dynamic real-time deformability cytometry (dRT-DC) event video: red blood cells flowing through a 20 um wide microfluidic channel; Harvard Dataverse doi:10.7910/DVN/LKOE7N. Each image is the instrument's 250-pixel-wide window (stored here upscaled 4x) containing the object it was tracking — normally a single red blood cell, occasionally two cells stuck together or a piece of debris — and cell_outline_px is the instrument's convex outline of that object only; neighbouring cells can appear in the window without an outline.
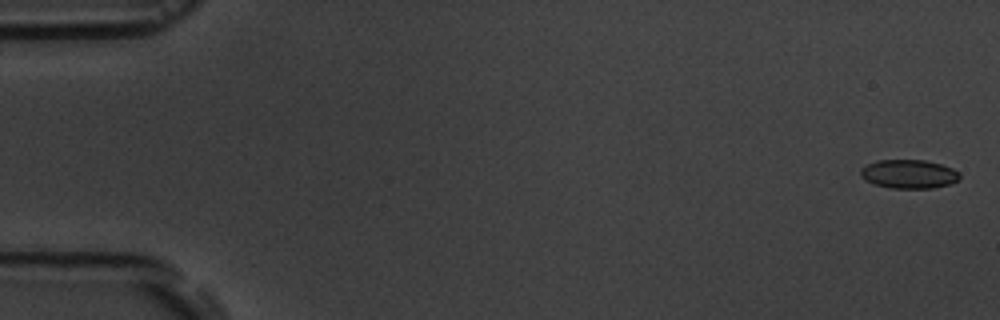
{"species": "common noctule bat (a hibernating species)", "species_latin": "Nyctalus noctula", "temperature_condition": "room temperature", "stored_images_in_passage": 12, "camera_frame_rate_fps": 3000, "um_per_image_px": 0.085, "animal": {"sex": "male", "body_mass_g": 19.5, "forearm_length_mm": 54.6}, "frame": {"image": 1, "passage_image": 1, "time_ms": 0.0, "image_size_px": [1000, 320], "cell_outline_px": [[960, 180], [948, 184], [932, 188], [892, 188], [872, 184], [864, 180], [860, 176], [860, 168], [876, 160], [924, 160], [940, 164], [952, 168], [960, 172]], "centroid_in_image_um": [77.23, 14.79], "position_along_channel_um": 7.8, "area_um2": 16.76}}
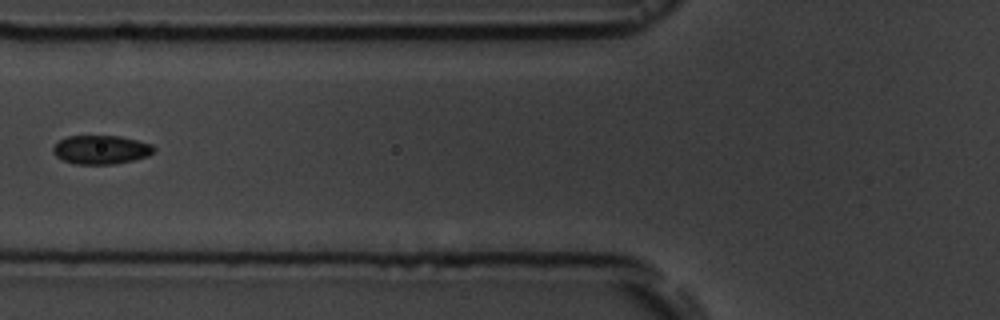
{"frame": {"image": 2, "passage_image": 7, "time_ms": 7.0, "image_size_px": [1000, 320], "cell_outline_px": [[156, 152], [148, 156], [116, 164], [76, 164], [64, 160], [56, 156], [52, 152], [52, 148], [60, 140], [68, 136], [120, 136], [152, 144], [156, 148]], "centroid_in_image_um": [8.62, 12.72], "position_along_channel_um": 117.2, "area_um2": 16.94}}
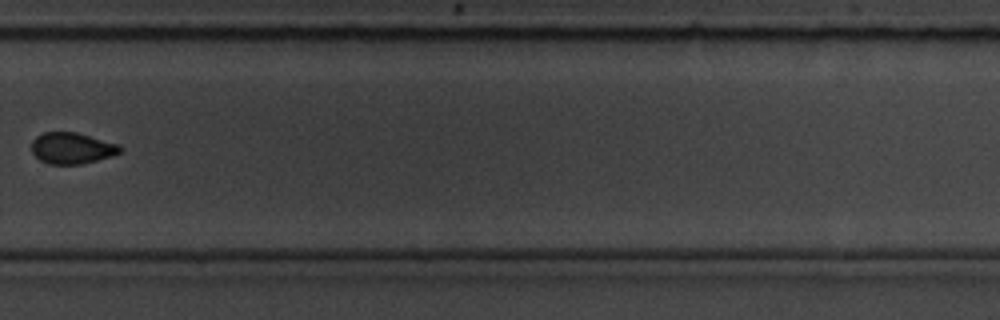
{"frame": {"image": 3, "passage_image": 12, "time_ms": 12.667, "image_size_px": [1000, 320], "cell_outline_px": [[124, 148], [120, 152], [112, 156], [80, 164], [48, 164], [40, 160], [32, 152], [32, 140], [36, 136], [44, 132], [76, 132], [120, 144]], "centroid_in_image_um": [6.13, 12.59], "position_along_channel_um": 323.7, "area_um2": 16.18}}